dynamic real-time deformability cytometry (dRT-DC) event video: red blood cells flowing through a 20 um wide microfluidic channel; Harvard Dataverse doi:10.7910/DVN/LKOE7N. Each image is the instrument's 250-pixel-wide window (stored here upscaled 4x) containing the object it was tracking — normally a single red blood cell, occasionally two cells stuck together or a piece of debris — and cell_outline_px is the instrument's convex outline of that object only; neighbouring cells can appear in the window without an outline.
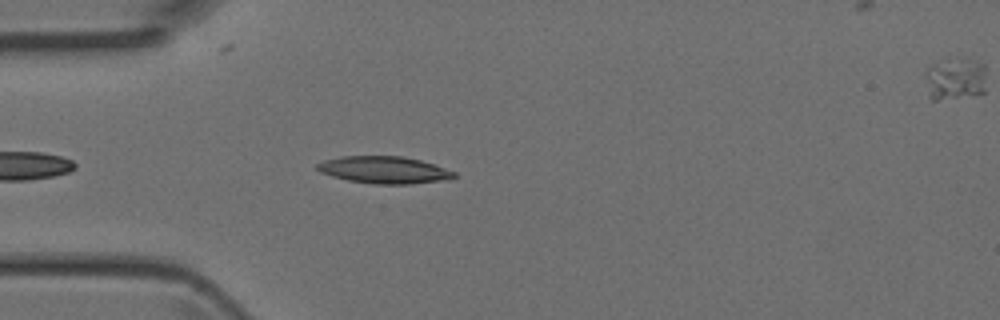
{"species": "Egyptian fruit bat (a non-hibernating species)", "species_latin": "Rousettus aegyptiacus", "temperature_condition": "room temperature", "stored_images_in_passage": 4, "segment_of_instrument_passage": [1, 2], "camera_frame_rate_fps": 3000, "um_per_image_px": 0.085, "animal": {"sex": "female"}, "frame": {"image": 1, "passage_image": 3, "time_ms": 0.667, "image_size_px": [1000, 320], "cell_outline_px": [[456, 176], [452, 180], [412, 184], [372, 184], [348, 180], [332, 176], [320, 172], [316, 168], [316, 164], [324, 160], [340, 156], [400, 156], [420, 160], [456, 172]], "centroid_in_image_um": [32.67, 14.45], "position_along_channel_um": 52.3, "area_um2": 21.79}}